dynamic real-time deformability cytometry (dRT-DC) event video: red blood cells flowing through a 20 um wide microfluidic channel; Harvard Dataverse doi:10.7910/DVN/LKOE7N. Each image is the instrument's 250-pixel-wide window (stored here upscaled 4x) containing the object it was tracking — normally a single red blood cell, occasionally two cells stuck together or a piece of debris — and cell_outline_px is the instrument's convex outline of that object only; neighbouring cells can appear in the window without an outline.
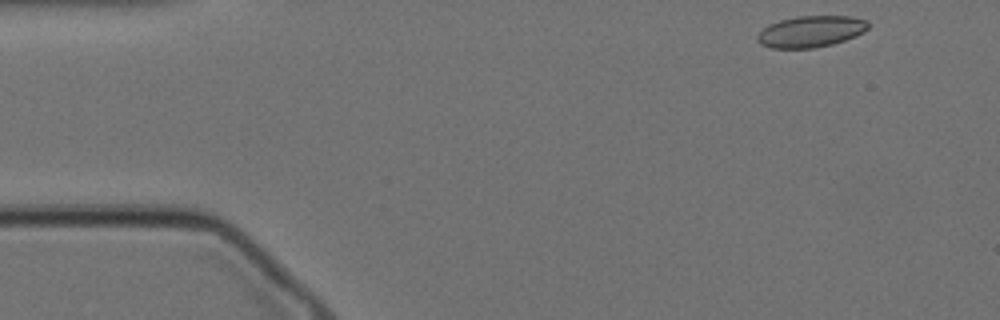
{"species": "Egyptian fruit bat (a non-hibernating species)", "species_latin": "Rousettus aegyptiacus", "temperature_condition": "cold", "stored_images_in_passage": 54, "camera_frame_rate_fps": 3000, "um_per_image_px": 0.085, "animal": {"sex": "female"}, "frame": {"image": 1, "passage_image": 1, "time_ms": 0.0, "image_size_px": [1000, 320], "cell_outline_px": [[868, 28], [864, 32], [856, 36], [832, 44], [812, 48], [772, 48], [760, 44], [756, 40], [756, 36], [768, 24], [780, 20], [796, 16], [852, 16], [868, 20]], "centroid_in_image_um": [68.92, 2.67], "position_along_channel_um": 16.1, "area_um2": 20.35}}
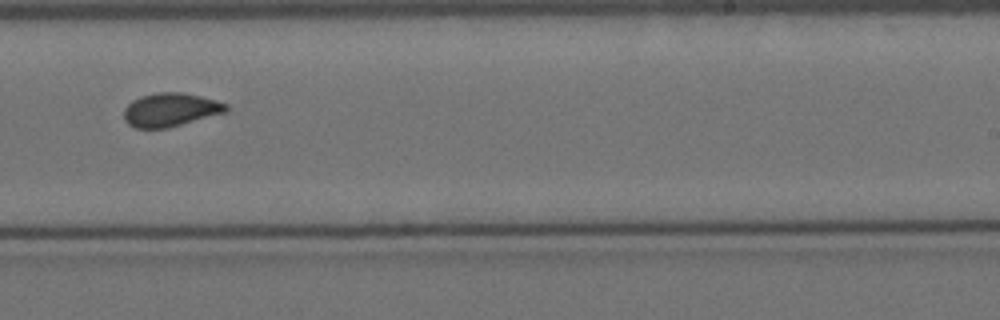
{"frame": {"image": 2, "passage_image": 31, "time_ms": 10.0, "image_size_px": [1000, 320], "cell_outline_px": [[228, 112], [168, 128], [136, 128], [128, 124], [124, 120], [124, 108], [132, 100], [140, 96], [156, 92], [180, 92], [200, 96], [216, 100], [228, 104]], "centroid_in_image_um": [14.49, 9.33], "position_along_channel_um": 274.5, "area_um2": 20.17}}
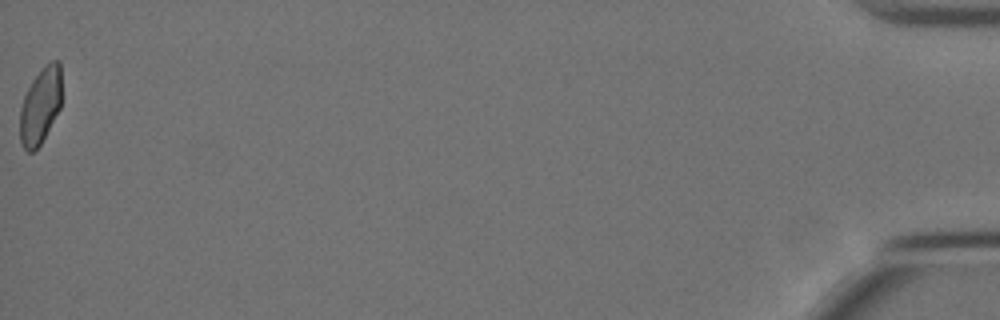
{"frame": {"image": 3, "passage_image": 54, "time_ms": 17.667, "image_size_px": [1000, 320], "cell_outline_px": [[60, 108], [40, 144], [32, 152], [28, 152], [24, 148], [20, 140], [20, 108], [24, 96], [32, 80], [44, 64], [52, 60], [60, 60]], "centroid_in_image_um": [3.42, 8.96], "position_along_channel_um": 431.8, "area_um2": 18.32}, "authors_computed_cell_mechanics": {"area_um2": 19.8254, "velocity_mm_per_s": 3.444, "shape_relaxation_time_tau1_ms": null, "shape_relaxation_time_tau2_ms": 1.6516, "deformation_change_tau1": null, "deformation_change_tau2": 0.0388}}